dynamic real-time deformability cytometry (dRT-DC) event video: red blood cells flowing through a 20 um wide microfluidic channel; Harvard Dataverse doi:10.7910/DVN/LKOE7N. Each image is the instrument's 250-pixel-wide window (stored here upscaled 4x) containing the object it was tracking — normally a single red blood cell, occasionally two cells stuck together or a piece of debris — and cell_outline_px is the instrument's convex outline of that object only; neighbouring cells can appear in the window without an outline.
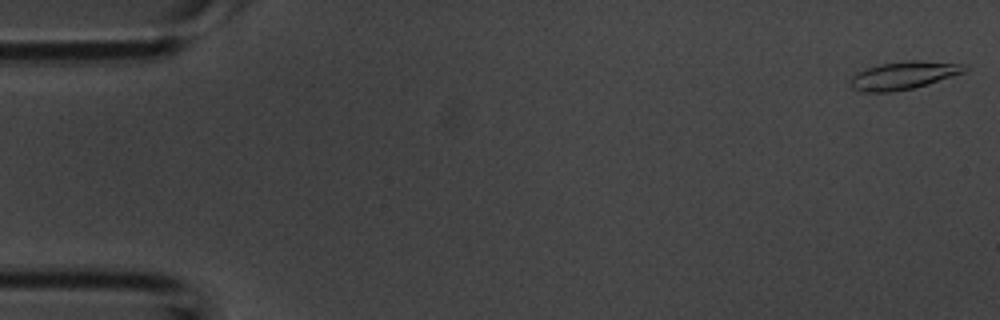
{"species": "common noctule bat (a hibernating species)", "species_latin": "Nyctalus noctula", "temperature_condition": "room temperature", "stored_images_in_passage": 53, "camera_frame_rate_fps": 3000, "um_per_image_px": 0.085, "animal": {"sex": "male", "body_mass_g": 20.1, "forearm_length_mm": 53.5}, "frame": {"image": 1, "passage_image": 1, "time_ms": 0.0, "image_size_px": [1000, 320], "cell_outline_px": [[968, 68], [964, 72], [928, 84], [912, 88], [892, 92], [860, 92], [852, 88], [848, 84], [848, 80], [856, 72], [880, 64], [904, 60], [916, 60], [964, 64]], "centroid_in_image_um": [76.74, 6.41], "position_along_channel_um": 8.3, "area_um2": 18.67}}
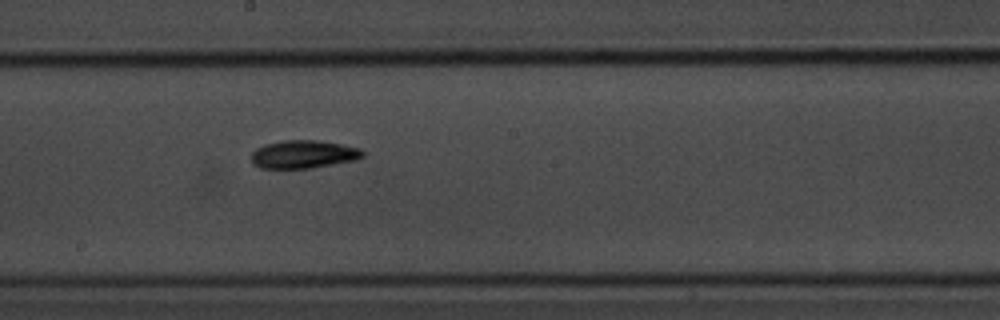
{"frame": {"image": 2, "passage_image": 29, "time_ms": 9.333, "image_size_px": [1000, 320], "cell_outline_px": [[364, 156], [356, 160], [312, 168], [260, 168], [252, 164], [252, 152], [256, 148], [264, 144], [284, 140], [316, 140], [340, 144], [360, 148], [364, 152]], "centroid_in_image_um": [25.79, 13.12], "position_along_channel_um": 222.4, "area_um2": 18.26}}
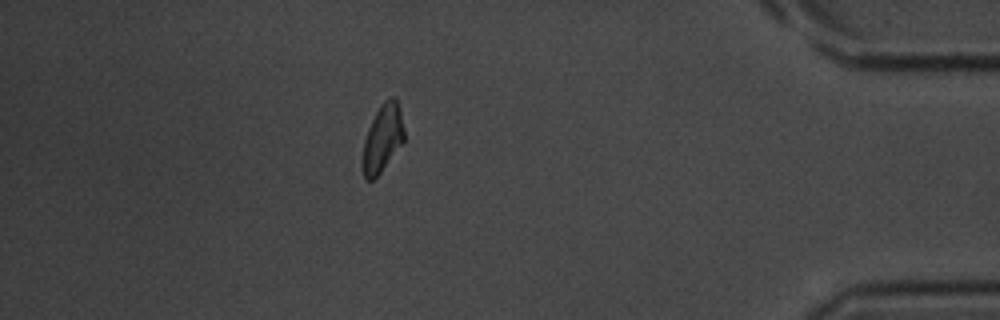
{"frame": {"image": 3, "passage_image": 47, "time_ms": 15.333, "image_size_px": [1000, 320], "cell_outline_px": [[404, 140], [380, 172], [372, 180], [364, 180], [360, 164], [360, 160], [364, 140], [368, 128], [380, 104], [384, 100], [392, 96], [396, 96], [400, 108], [404, 128]], "centroid_in_image_um": [32.48, 11.75], "position_along_channel_um": 402.7, "area_um2": 16.59}, "authors_computed_cell_mechanics": {"area_um2": 17.4556, "velocity_mm_per_s": 3.7446, "shape_relaxation_time_tau1_ms": 3.134, "shape_relaxation_time_tau2_ms": 8.8294, "deformation_change_tau1": 0.1482, "deformation_change_tau2": 0.1736}}